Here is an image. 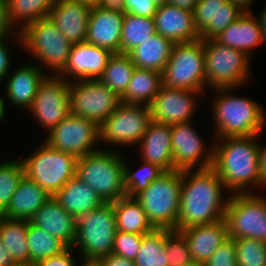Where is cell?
Masks as SVG:
<instances>
[{
    "instance_id": "1",
    "label": "cell",
    "mask_w": 266,
    "mask_h": 266,
    "mask_svg": "<svg viewBox=\"0 0 266 266\" xmlns=\"http://www.w3.org/2000/svg\"><path fill=\"white\" fill-rule=\"evenodd\" d=\"M229 196L212 167L182 171L178 229L224 219Z\"/></svg>"
},
{
    "instance_id": "2",
    "label": "cell",
    "mask_w": 266,
    "mask_h": 266,
    "mask_svg": "<svg viewBox=\"0 0 266 266\" xmlns=\"http://www.w3.org/2000/svg\"><path fill=\"white\" fill-rule=\"evenodd\" d=\"M263 133L214 139L212 168L230 194L260 193L259 139Z\"/></svg>"
},
{
    "instance_id": "3",
    "label": "cell",
    "mask_w": 266,
    "mask_h": 266,
    "mask_svg": "<svg viewBox=\"0 0 266 266\" xmlns=\"http://www.w3.org/2000/svg\"><path fill=\"white\" fill-rule=\"evenodd\" d=\"M239 88H217L207 91L209 110L214 125V138L252 136L265 129L266 111L250 97L236 94ZM211 92V93H209ZM234 92V93H233Z\"/></svg>"
},
{
    "instance_id": "4",
    "label": "cell",
    "mask_w": 266,
    "mask_h": 266,
    "mask_svg": "<svg viewBox=\"0 0 266 266\" xmlns=\"http://www.w3.org/2000/svg\"><path fill=\"white\" fill-rule=\"evenodd\" d=\"M124 155L126 152L100 148L77 160L76 176L104 203L116 202L126 196Z\"/></svg>"
},
{
    "instance_id": "5",
    "label": "cell",
    "mask_w": 266,
    "mask_h": 266,
    "mask_svg": "<svg viewBox=\"0 0 266 266\" xmlns=\"http://www.w3.org/2000/svg\"><path fill=\"white\" fill-rule=\"evenodd\" d=\"M20 33L22 51L47 74L57 75L64 68L73 44L49 17L31 22Z\"/></svg>"
},
{
    "instance_id": "6",
    "label": "cell",
    "mask_w": 266,
    "mask_h": 266,
    "mask_svg": "<svg viewBox=\"0 0 266 266\" xmlns=\"http://www.w3.org/2000/svg\"><path fill=\"white\" fill-rule=\"evenodd\" d=\"M203 45L207 90L241 88L252 82L253 59L246 53L222 45L215 39L203 40Z\"/></svg>"
},
{
    "instance_id": "7",
    "label": "cell",
    "mask_w": 266,
    "mask_h": 266,
    "mask_svg": "<svg viewBox=\"0 0 266 266\" xmlns=\"http://www.w3.org/2000/svg\"><path fill=\"white\" fill-rule=\"evenodd\" d=\"M181 184L182 171H168L134 197L154 229H178Z\"/></svg>"
},
{
    "instance_id": "8",
    "label": "cell",
    "mask_w": 266,
    "mask_h": 266,
    "mask_svg": "<svg viewBox=\"0 0 266 266\" xmlns=\"http://www.w3.org/2000/svg\"><path fill=\"white\" fill-rule=\"evenodd\" d=\"M116 231L113 203H103L76 220V238L72 248L82 260L96 261L112 253Z\"/></svg>"
},
{
    "instance_id": "9",
    "label": "cell",
    "mask_w": 266,
    "mask_h": 266,
    "mask_svg": "<svg viewBox=\"0 0 266 266\" xmlns=\"http://www.w3.org/2000/svg\"><path fill=\"white\" fill-rule=\"evenodd\" d=\"M38 142L35 149L30 150L28 155L23 158L19 157V159L22 161L24 175L53 196L71 178L76 176L78 158L55 150L43 141Z\"/></svg>"
},
{
    "instance_id": "10",
    "label": "cell",
    "mask_w": 266,
    "mask_h": 266,
    "mask_svg": "<svg viewBox=\"0 0 266 266\" xmlns=\"http://www.w3.org/2000/svg\"><path fill=\"white\" fill-rule=\"evenodd\" d=\"M151 122L150 109L147 105L121 102L117 109L99 125V146H102L101 149L117 151L136 147Z\"/></svg>"
},
{
    "instance_id": "11",
    "label": "cell",
    "mask_w": 266,
    "mask_h": 266,
    "mask_svg": "<svg viewBox=\"0 0 266 266\" xmlns=\"http://www.w3.org/2000/svg\"><path fill=\"white\" fill-rule=\"evenodd\" d=\"M162 85L188 89L207 95L203 40L174 44L162 72Z\"/></svg>"
},
{
    "instance_id": "12",
    "label": "cell",
    "mask_w": 266,
    "mask_h": 266,
    "mask_svg": "<svg viewBox=\"0 0 266 266\" xmlns=\"http://www.w3.org/2000/svg\"><path fill=\"white\" fill-rule=\"evenodd\" d=\"M266 190L264 193L230 194L225 221L229 238L266 242Z\"/></svg>"
},
{
    "instance_id": "13",
    "label": "cell",
    "mask_w": 266,
    "mask_h": 266,
    "mask_svg": "<svg viewBox=\"0 0 266 266\" xmlns=\"http://www.w3.org/2000/svg\"><path fill=\"white\" fill-rule=\"evenodd\" d=\"M99 132L96 122L69 114L43 135L42 141L55 150L79 159L100 149Z\"/></svg>"
},
{
    "instance_id": "14",
    "label": "cell",
    "mask_w": 266,
    "mask_h": 266,
    "mask_svg": "<svg viewBox=\"0 0 266 266\" xmlns=\"http://www.w3.org/2000/svg\"><path fill=\"white\" fill-rule=\"evenodd\" d=\"M120 103V98L98 79L69 82L70 114L101 125Z\"/></svg>"
},
{
    "instance_id": "15",
    "label": "cell",
    "mask_w": 266,
    "mask_h": 266,
    "mask_svg": "<svg viewBox=\"0 0 266 266\" xmlns=\"http://www.w3.org/2000/svg\"><path fill=\"white\" fill-rule=\"evenodd\" d=\"M194 121L171 125V148L175 170L212 167L215 138L211 137V143L208 145L196 129L197 126L193 124Z\"/></svg>"
},
{
    "instance_id": "16",
    "label": "cell",
    "mask_w": 266,
    "mask_h": 266,
    "mask_svg": "<svg viewBox=\"0 0 266 266\" xmlns=\"http://www.w3.org/2000/svg\"><path fill=\"white\" fill-rule=\"evenodd\" d=\"M27 112L45 135L70 114L69 82L58 75L48 74L40 83Z\"/></svg>"
},
{
    "instance_id": "17",
    "label": "cell",
    "mask_w": 266,
    "mask_h": 266,
    "mask_svg": "<svg viewBox=\"0 0 266 266\" xmlns=\"http://www.w3.org/2000/svg\"><path fill=\"white\" fill-rule=\"evenodd\" d=\"M202 95L204 94L199 91L173 89L162 85L159 93L148 105L151 120L166 125L193 121L197 118Z\"/></svg>"
},
{
    "instance_id": "18",
    "label": "cell",
    "mask_w": 266,
    "mask_h": 266,
    "mask_svg": "<svg viewBox=\"0 0 266 266\" xmlns=\"http://www.w3.org/2000/svg\"><path fill=\"white\" fill-rule=\"evenodd\" d=\"M13 70L12 68L5 78L3 82L5 89L2 91L7 103L11 104L8 106L26 113L33 104L40 83L48 74L33 60L19 64Z\"/></svg>"
},
{
    "instance_id": "19",
    "label": "cell",
    "mask_w": 266,
    "mask_h": 266,
    "mask_svg": "<svg viewBox=\"0 0 266 266\" xmlns=\"http://www.w3.org/2000/svg\"><path fill=\"white\" fill-rule=\"evenodd\" d=\"M112 55L109 50L87 42L73 44L66 65L57 75L68 82L97 80Z\"/></svg>"
},
{
    "instance_id": "20",
    "label": "cell",
    "mask_w": 266,
    "mask_h": 266,
    "mask_svg": "<svg viewBox=\"0 0 266 266\" xmlns=\"http://www.w3.org/2000/svg\"><path fill=\"white\" fill-rule=\"evenodd\" d=\"M192 14L200 39L208 40L217 37L243 12L227 0H198Z\"/></svg>"
},
{
    "instance_id": "21",
    "label": "cell",
    "mask_w": 266,
    "mask_h": 266,
    "mask_svg": "<svg viewBox=\"0 0 266 266\" xmlns=\"http://www.w3.org/2000/svg\"><path fill=\"white\" fill-rule=\"evenodd\" d=\"M92 5L83 0H55L48 17L72 44L83 43Z\"/></svg>"
},
{
    "instance_id": "22",
    "label": "cell",
    "mask_w": 266,
    "mask_h": 266,
    "mask_svg": "<svg viewBox=\"0 0 266 266\" xmlns=\"http://www.w3.org/2000/svg\"><path fill=\"white\" fill-rule=\"evenodd\" d=\"M124 16V12L104 10L93 4L85 42L107 49L113 54L120 53Z\"/></svg>"
},
{
    "instance_id": "23",
    "label": "cell",
    "mask_w": 266,
    "mask_h": 266,
    "mask_svg": "<svg viewBox=\"0 0 266 266\" xmlns=\"http://www.w3.org/2000/svg\"><path fill=\"white\" fill-rule=\"evenodd\" d=\"M156 33L172 43L193 42L200 39L192 11L167 3L157 7L154 15Z\"/></svg>"
},
{
    "instance_id": "24",
    "label": "cell",
    "mask_w": 266,
    "mask_h": 266,
    "mask_svg": "<svg viewBox=\"0 0 266 266\" xmlns=\"http://www.w3.org/2000/svg\"><path fill=\"white\" fill-rule=\"evenodd\" d=\"M29 222L72 248L76 238V219L52 196L31 217Z\"/></svg>"
},
{
    "instance_id": "25",
    "label": "cell",
    "mask_w": 266,
    "mask_h": 266,
    "mask_svg": "<svg viewBox=\"0 0 266 266\" xmlns=\"http://www.w3.org/2000/svg\"><path fill=\"white\" fill-rule=\"evenodd\" d=\"M171 125L152 121L137 150L140 160L155 164L165 172L174 171L171 148Z\"/></svg>"
},
{
    "instance_id": "26",
    "label": "cell",
    "mask_w": 266,
    "mask_h": 266,
    "mask_svg": "<svg viewBox=\"0 0 266 266\" xmlns=\"http://www.w3.org/2000/svg\"><path fill=\"white\" fill-rule=\"evenodd\" d=\"M177 231H180L187 239L193 261L204 264L218 247L229 238L225 219L186 229H177Z\"/></svg>"
},
{
    "instance_id": "27",
    "label": "cell",
    "mask_w": 266,
    "mask_h": 266,
    "mask_svg": "<svg viewBox=\"0 0 266 266\" xmlns=\"http://www.w3.org/2000/svg\"><path fill=\"white\" fill-rule=\"evenodd\" d=\"M214 39L222 45L246 53L251 58H254L255 50L265 44L253 12H244Z\"/></svg>"
},
{
    "instance_id": "28",
    "label": "cell",
    "mask_w": 266,
    "mask_h": 266,
    "mask_svg": "<svg viewBox=\"0 0 266 266\" xmlns=\"http://www.w3.org/2000/svg\"><path fill=\"white\" fill-rule=\"evenodd\" d=\"M51 197L45 189L24 175L1 216L8 219L29 221Z\"/></svg>"
},
{
    "instance_id": "29",
    "label": "cell",
    "mask_w": 266,
    "mask_h": 266,
    "mask_svg": "<svg viewBox=\"0 0 266 266\" xmlns=\"http://www.w3.org/2000/svg\"><path fill=\"white\" fill-rule=\"evenodd\" d=\"M53 197L76 220L104 203L95 190L77 176L71 178Z\"/></svg>"
},
{
    "instance_id": "30",
    "label": "cell",
    "mask_w": 266,
    "mask_h": 266,
    "mask_svg": "<svg viewBox=\"0 0 266 266\" xmlns=\"http://www.w3.org/2000/svg\"><path fill=\"white\" fill-rule=\"evenodd\" d=\"M174 43L158 33L136 46L127 55L138 69L153 70L159 73L167 65Z\"/></svg>"
},
{
    "instance_id": "31",
    "label": "cell",
    "mask_w": 266,
    "mask_h": 266,
    "mask_svg": "<svg viewBox=\"0 0 266 266\" xmlns=\"http://www.w3.org/2000/svg\"><path fill=\"white\" fill-rule=\"evenodd\" d=\"M116 230L146 235L154 228L147 219L144 209L134 197H123L113 202Z\"/></svg>"
},
{
    "instance_id": "32",
    "label": "cell",
    "mask_w": 266,
    "mask_h": 266,
    "mask_svg": "<svg viewBox=\"0 0 266 266\" xmlns=\"http://www.w3.org/2000/svg\"><path fill=\"white\" fill-rule=\"evenodd\" d=\"M162 86V73L135 68L122 103L149 105Z\"/></svg>"
},
{
    "instance_id": "33",
    "label": "cell",
    "mask_w": 266,
    "mask_h": 266,
    "mask_svg": "<svg viewBox=\"0 0 266 266\" xmlns=\"http://www.w3.org/2000/svg\"><path fill=\"white\" fill-rule=\"evenodd\" d=\"M27 229V220L0 216V239L17 265H29Z\"/></svg>"
},
{
    "instance_id": "34",
    "label": "cell",
    "mask_w": 266,
    "mask_h": 266,
    "mask_svg": "<svg viewBox=\"0 0 266 266\" xmlns=\"http://www.w3.org/2000/svg\"><path fill=\"white\" fill-rule=\"evenodd\" d=\"M55 0H7V14L12 27L21 32L28 24L49 15Z\"/></svg>"
},
{
    "instance_id": "35",
    "label": "cell",
    "mask_w": 266,
    "mask_h": 266,
    "mask_svg": "<svg viewBox=\"0 0 266 266\" xmlns=\"http://www.w3.org/2000/svg\"><path fill=\"white\" fill-rule=\"evenodd\" d=\"M135 68L127 54H113L98 80L121 98L127 90Z\"/></svg>"
},
{
    "instance_id": "36",
    "label": "cell",
    "mask_w": 266,
    "mask_h": 266,
    "mask_svg": "<svg viewBox=\"0 0 266 266\" xmlns=\"http://www.w3.org/2000/svg\"><path fill=\"white\" fill-rule=\"evenodd\" d=\"M156 34L154 17L125 13L122 25L120 53L127 54Z\"/></svg>"
},
{
    "instance_id": "37",
    "label": "cell",
    "mask_w": 266,
    "mask_h": 266,
    "mask_svg": "<svg viewBox=\"0 0 266 266\" xmlns=\"http://www.w3.org/2000/svg\"><path fill=\"white\" fill-rule=\"evenodd\" d=\"M27 243L29 248V265H35L40 260L57 256L68 247L45 230L32 225L28 221Z\"/></svg>"
},
{
    "instance_id": "38",
    "label": "cell",
    "mask_w": 266,
    "mask_h": 266,
    "mask_svg": "<svg viewBox=\"0 0 266 266\" xmlns=\"http://www.w3.org/2000/svg\"><path fill=\"white\" fill-rule=\"evenodd\" d=\"M127 159V156L124 155V178L127 197H135L165 173L159 166L144 160L140 161V159L137 164H140V166L134 168Z\"/></svg>"
},
{
    "instance_id": "39",
    "label": "cell",
    "mask_w": 266,
    "mask_h": 266,
    "mask_svg": "<svg viewBox=\"0 0 266 266\" xmlns=\"http://www.w3.org/2000/svg\"><path fill=\"white\" fill-rule=\"evenodd\" d=\"M135 266H169V256L165 248V229H154L143 235Z\"/></svg>"
},
{
    "instance_id": "40",
    "label": "cell",
    "mask_w": 266,
    "mask_h": 266,
    "mask_svg": "<svg viewBox=\"0 0 266 266\" xmlns=\"http://www.w3.org/2000/svg\"><path fill=\"white\" fill-rule=\"evenodd\" d=\"M5 161V162H4ZM24 176L22 161L16 157L0 161V214L7 208Z\"/></svg>"
},
{
    "instance_id": "41",
    "label": "cell",
    "mask_w": 266,
    "mask_h": 266,
    "mask_svg": "<svg viewBox=\"0 0 266 266\" xmlns=\"http://www.w3.org/2000/svg\"><path fill=\"white\" fill-rule=\"evenodd\" d=\"M234 243L237 266H266V242L238 238Z\"/></svg>"
},
{
    "instance_id": "42",
    "label": "cell",
    "mask_w": 266,
    "mask_h": 266,
    "mask_svg": "<svg viewBox=\"0 0 266 266\" xmlns=\"http://www.w3.org/2000/svg\"><path fill=\"white\" fill-rule=\"evenodd\" d=\"M165 248L169 266H181L193 261L187 239L180 231L165 229Z\"/></svg>"
},
{
    "instance_id": "43",
    "label": "cell",
    "mask_w": 266,
    "mask_h": 266,
    "mask_svg": "<svg viewBox=\"0 0 266 266\" xmlns=\"http://www.w3.org/2000/svg\"><path fill=\"white\" fill-rule=\"evenodd\" d=\"M143 235L116 231L112 253L135 260L142 243Z\"/></svg>"
},
{
    "instance_id": "44",
    "label": "cell",
    "mask_w": 266,
    "mask_h": 266,
    "mask_svg": "<svg viewBox=\"0 0 266 266\" xmlns=\"http://www.w3.org/2000/svg\"><path fill=\"white\" fill-rule=\"evenodd\" d=\"M10 40V41H9ZM16 46L15 48L19 47L22 50V37L19 31L8 35L6 37L0 38V85L3 86L2 83L4 82L5 78L9 74L12 69L13 62L11 56L13 58L14 54H12V50L10 48ZM10 47V48H9ZM11 53V54H10Z\"/></svg>"
},
{
    "instance_id": "45",
    "label": "cell",
    "mask_w": 266,
    "mask_h": 266,
    "mask_svg": "<svg viewBox=\"0 0 266 266\" xmlns=\"http://www.w3.org/2000/svg\"><path fill=\"white\" fill-rule=\"evenodd\" d=\"M205 266H237L236 248L233 238H228L213 253Z\"/></svg>"
},
{
    "instance_id": "46",
    "label": "cell",
    "mask_w": 266,
    "mask_h": 266,
    "mask_svg": "<svg viewBox=\"0 0 266 266\" xmlns=\"http://www.w3.org/2000/svg\"><path fill=\"white\" fill-rule=\"evenodd\" d=\"M77 254L73 248H67L57 256L40 260L35 266H79L78 264H80L82 258Z\"/></svg>"
},
{
    "instance_id": "47",
    "label": "cell",
    "mask_w": 266,
    "mask_h": 266,
    "mask_svg": "<svg viewBox=\"0 0 266 266\" xmlns=\"http://www.w3.org/2000/svg\"><path fill=\"white\" fill-rule=\"evenodd\" d=\"M157 7L158 6L152 0H125L124 13L154 17Z\"/></svg>"
},
{
    "instance_id": "48",
    "label": "cell",
    "mask_w": 266,
    "mask_h": 266,
    "mask_svg": "<svg viewBox=\"0 0 266 266\" xmlns=\"http://www.w3.org/2000/svg\"><path fill=\"white\" fill-rule=\"evenodd\" d=\"M17 32L9 22L7 14V0H0V38Z\"/></svg>"
},
{
    "instance_id": "49",
    "label": "cell",
    "mask_w": 266,
    "mask_h": 266,
    "mask_svg": "<svg viewBox=\"0 0 266 266\" xmlns=\"http://www.w3.org/2000/svg\"><path fill=\"white\" fill-rule=\"evenodd\" d=\"M100 266H135L134 261L111 253L96 260Z\"/></svg>"
},
{
    "instance_id": "50",
    "label": "cell",
    "mask_w": 266,
    "mask_h": 266,
    "mask_svg": "<svg viewBox=\"0 0 266 266\" xmlns=\"http://www.w3.org/2000/svg\"><path fill=\"white\" fill-rule=\"evenodd\" d=\"M259 142V171L261 174V191H264V189H266V145H264L261 140Z\"/></svg>"
},
{
    "instance_id": "51",
    "label": "cell",
    "mask_w": 266,
    "mask_h": 266,
    "mask_svg": "<svg viewBox=\"0 0 266 266\" xmlns=\"http://www.w3.org/2000/svg\"><path fill=\"white\" fill-rule=\"evenodd\" d=\"M125 0H98L96 6L104 10L124 12Z\"/></svg>"
},
{
    "instance_id": "52",
    "label": "cell",
    "mask_w": 266,
    "mask_h": 266,
    "mask_svg": "<svg viewBox=\"0 0 266 266\" xmlns=\"http://www.w3.org/2000/svg\"><path fill=\"white\" fill-rule=\"evenodd\" d=\"M0 266H18L0 239Z\"/></svg>"
},
{
    "instance_id": "53",
    "label": "cell",
    "mask_w": 266,
    "mask_h": 266,
    "mask_svg": "<svg viewBox=\"0 0 266 266\" xmlns=\"http://www.w3.org/2000/svg\"><path fill=\"white\" fill-rule=\"evenodd\" d=\"M264 8H261V12L256 15V19L258 20L259 27L262 31L263 41L266 44V5H263Z\"/></svg>"
},
{
    "instance_id": "54",
    "label": "cell",
    "mask_w": 266,
    "mask_h": 266,
    "mask_svg": "<svg viewBox=\"0 0 266 266\" xmlns=\"http://www.w3.org/2000/svg\"><path fill=\"white\" fill-rule=\"evenodd\" d=\"M198 0H169L168 3L175 5L178 8L193 11Z\"/></svg>"
},
{
    "instance_id": "55",
    "label": "cell",
    "mask_w": 266,
    "mask_h": 266,
    "mask_svg": "<svg viewBox=\"0 0 266 266\" xmlns=\"http://www.w3.org/2000/svg\"><path fill=\"white\" fill-rule=\"evenodd\" d=\"M232 2L233 4L237 5L242 12H253L251 7L254 5V1L256 0H227Z\"/></svg>"
},
{
    "instance_id": "56",
    "label": "cell",
    "mask_w": 266,
    "mask_h": 266,
    "mask_svg": "<svg viewBox=\"0 0 266 266\" xmlns=\"http://www.w3.org/2000/svg\"><path fill=\"white\" fill-rule=\"evenodd\" d=\"M9 107H8V103H7V100L5 98V94L4 92H0V123L2 124L3 121H5L4 119H7L6 118V114L8 113V110ZM0 124V125H1Z\"/></svg>"
},
{
    "instance_id": "57",
    "label": "cell",
    "mask_w": 266,
    "mask_h": 266,
    "mask_svg": "<svg viewBox=\"0 0 266 266\" xmlns=\"http://www.w3.org/2000/svg\"><path fill=\"white\" fill-rule=\"evenodd\" d=\"M79 266H100V264L95 260H82Z\"/></svg>"
},
{
    "instance_id": "58",
    "label": "cell",
    "mask_w": 266,
    "mask_h": 266,
    "mask_svg": "<svg viewBox=\"0 0 266 266\" xmlns=\"http://www.w3.org/2000/svg\"><path fill=\"white\" fill-rule=\"evenodd\" d=\"M181 266H205V264L197 262V261H191V262L184 264V265H181Z\"/></svg>"
},
{
    "instance_id": "59",
    "label": "cell",
    "mask_w": 266,
    "mask_h": 266,
    "mask_svg": "<svg viewBox=\"0 0 266 266\" xmlns=\"http://www.w3.org/2000/svg\"><path fill=\"white\" fill-rule=\"evenodd\" d=\"M157 6L165 5L169 2V0H152Z\"/></svg>"
},
{
    "instance_id": "60",
    "label": "cell",
    "mask_w": 266,
    "mask_h": 266,
    "mask_svg": "<svg viewBox=\"0 0 266 266\" xmlns=\"http://www.w3.org/2000/svg\"><path fill=\"white\" fill-rule=\"evenodd\" d=\"M83 1L89 2V3H91V4H96V2H97L98 0H83Z\"/></svg>"
},
{
    "instance_id": "61",
    "label": "cell",
    "mask_w": 266,
    "mask_h": 266,
    "mask_svg": "<svg viewBox=\"0 0 266 266\" xmlns=\"http://www.w3.org/2000/svg\"><path fill=\"white\" fill-rule=\"evenodd\" d=\"M18 266H35V265L30 264V265H18Z\"/></svg>"
}]
</instances>
